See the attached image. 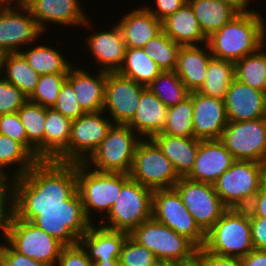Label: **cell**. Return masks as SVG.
Returning a JSON list of instances; mask_svg holds the SVG:
<instances>
[{
    "mask_svg": "<svg viewBox=\"0 0 266 266\" xmlns=\"http://www.w3.org/2000/svg\"><path fill=\"white\" fill-rule=\"evenodd\" d=\"M116 23L127 48H144L150 39L162 31V22L145 7L133 9Z\"/></svg>",
    "mask_w": 266,
    "mask_h": 266,
    "instance_id": "26",
    "label": "cell"
},
{
    "mask_svg": "<svg viewBox=\"0 0 266 266\" xmlns=\"http://www.w3.org/2000/svg\"><path fill=\"white\" fill-rule=\"evenodd\" d=\"M129 236L152 251L157 260L171 266H180L196 258L198 247L191 240L152 218L134 228Z\"/></svg>",
    "mask_w": 266,
    "mask_h": 266,
    "instance_id": "4",
    "label": "cell"
},
{
    "mask_svg": "<svg viewBox=\"0 0 266 266\" xmlns=\"http://www.w3.org/2000/svg\"><path fill=\"white\" fill-rule=\"evenodd\" d=\"M193 99V133L198 140H217L227 126L224 100L205 96L197 91L189 94Z\"/></svg>",
    "mask_w": 266,
    "mask_h": 266,
    "instance_id": "18",
    "label": "cell"
},
{
    "mask_svg": "<svg viewBox=\"0 0 266 266\" xmlns=\"http://www.w3.org/2000/svg\"><path fill=\"white\" fill-rule=\"evenodd\" d=\"M117 72L147 87L162 70L144 48H127L123 64Z\"/></svg>",
    "mask_w": 266,
    "mask_h": 266,
    "instance_id": "34",
    "label": "cell"
},
{
    "mask_svg": "<svg viewBox=\"0 0 266 266\" xmlns=\"http://www.w3.org/2000/svg\"><path fill=\"white\" fill-rule=\"evenodd\" d=\"M0 134L16 140L27 149V134L17 112L0 115Z\"/></svg>",
    "mask_w": 266,
    "mask_h": 266,
    "instance_id": "46",
    "label": "cell"
},
{
    "mask_svg": "<svg viewBox=\"0 0 266 266\" xmlns=\"http://www.w3.org/2000/svg\"><path fill=\"white\" fill-rule=\"evenodd\" d=\"M235 4L240 10H245L249 8L250 1L252 0H227Z\"/></svg>",
    "mask_w": 266,
    "mask_h": 266,
    "instance_id": "55",
    "label": "cell"
},
{
    "mask_svg": "<svg viewBox=\"0 0 266 266\" xmlns=\"http://www.w3.org/2000/svg\"><path fill=\"white\" fill-rule=\"evenodd\" d=\"M235 161L220 139L201 140L193 168L186 178L214 184Z\"/></svg>",
    "mask_w": 266,
    "mask_h": 266,
    "instance_id": "19",
    "label": "cell"
},
{
    "mask_svg": "<svg viewBox=\"0 0 266 266\" xmlns=\"http://www.w3.org/2000/svg\"><path fill=\"white\" fill-rule=\"evenodd\" d=\"M157 261L152 251L127 237L119 258L121 266H152Z\"/></svg>",
    "mask_w": 266,
    "mask_h": 266,
    "instance_id": "42",
    "label": "cell"
},
{
    "mask_svg": "<svg viewBox=\"0 0 266 266\" xmlns=\"http://www.w3.org/2000/svg\"><path fill=\"white\" fill-rule=\"evenodd\" d=\"M152 193V190L130 178L122 186L110 212L99 225L110 230L130 233L152 218Z\"/></svg>",
    "mask_w": 266,
    "mask_h": 266,
    "instance_id": "8",
    "label": "cell"
},
{
    "mask_svg": "<svg viewBox=\"0 0 266 266\" xmlns=\"http://www.w3.org/2000/svg\"><path fill=\"white\" fill-rule=\"evenodd\" d=\"M204 248L211 253L239 259L254 250L248 210L228 208L206 233Z\"/></svg>",
    "mask_w": 266,
    "mask_h": 266,
    "instance_id": "6",
    "label": "cell"
},
{
    "mask_svg": "<svg viewBox=\"0 0 266 266\" xmlns=\"http://www.w3.org/2000/svg\"><path fill=\"white\" fill-rule=\"evenodd\" d=\"M0 232L16 252L49 266H56L64 247L56 238L15 215Z\"/></svg>",
    "mask_w": 266,
    "mask_h": 266,
    "instance_id": "9",
    "label": "cell"
},
{
    "mask_svg": "<svg viewBox=\"0 0 266 266\" xmlns=\"http://www.w3.org/2000/svg\"><path fill=\"white\" fill-rule=\"evenodd\" d=\"M162 31L181 46L207 43L195 12L188 2L162 21Z\"/></svg>",
    "mask_w": 266,
    "mask_h": 266,
    "instance_id": "28",
    "label": "cell"
},
{
    "mask_svg": "<svg viewBox=\"0 0 266 266\" xmlns=\"http://www.w3.org/2000/svg\"><path fill=\"white\" fill-rule=\"evenodd\" d=\"M68 74L40 75L35 91L28 98L32 103L46 108H52L56 103L61 86Z\"/></svg>",
    "mask_w": 266,
    "mask_h": 266,
    "instance_id": "41",
    "label": "cell"
},
{
    "mask_svg": "<svg viewBox=\"0 0 266 266\" xmlns=\"http://www.w3.org/2000/svg\"><path fill=\"white\" fill-rule=\"evenodd\" d=\"M203 47V48H202ZM212 54L207 43L181 46L178 52L176 74L190 91H198L204 84Z\"/></svg>",
    "mask_w": 266,
    "mask_h": 266,
    "instance_id": "25",
    "label": "cell"
},
{
    "mask_svg": "<svg viewBox=\"0 0 266 266\" xmlns=\"http://www.w3.org/2000/svg\"><path fill=\"white\" fill-rule=\"evenodd\" d=\"M262 46L257 52L235 63V78L240 82L266 93V52Z\"/></svg>",
    "mask_w": 266,
    "mask_h": 266,
    "instance_id": "37",
    "label": "cell"
},
{
    "mask_svg": "<svg viewBox=\"0 0 266 266\" xmlns=\"http://www.w3.org/2000/svg\"><path fill=\"white\" fill-rule=\"evenodd\" d=\"M78 67V68H77ZM75 64L70 68L67 80L72 84L81 108L87 112H100L105 101L107 72L98 70L91 75L89 71Z\"/></svg>",
    "mask_w": 266,
    "mask_h": 266,
    "instance_id": "23",
    "label": "cell"
},
{
    "mask_svg": "<svg viewBox=\"0 0 266 266\" xmlns=\"http://www.w3.org/2000/svg\"><path fill=\"white\" fill-rule=\"evenodd\" d=\"M147 88L167 107L177 105L190 94L175 71H162Z\"/></svg>",
    "mask_w": 266,
    "mask_h": 266,
    "instance_id": "38",
    "label": "cell"
},
{
    "mask_svg": "<svg viewBox=\"0 0 266 266\" xmlns=\"http://www.w3.org/2000/svg\"><path fill=\"white\" fill-rule=\"evenodd\" d=\"M27 100L19 88L0 75V115L17 112Z\"/></svg>",
    "mask_w": 266,
    "mask_h": 266,
    "instance_id": "45",
    "label": "cell"
},
{
    "mask_svg": "<svg viewBox=\"0 0 266 266\" xmlns=\"http://www.w3.org/2000/svg\"><path fill=\"white\" fill-rule=\"evenodd\" d=\"M14 1V4H12ZM30 0H0V7H27ZM12 4V5H11Z\"/></svg>",
    "mask_w": 266,
    "mask_h": 266,
    "instance_id": "54",
    "label": "cell"
},
{
    "mask_svg": "<svg viewBox=\"0 0 266 266\" xmlns=\"http://www.w3.org/2000/svg\"><path fill=\"white\" fill-rule=\"evenodd\" d=\"M220 140L235 160L266 164V117L227 123Z\"/></svg>",
    "mask_w": 266,
    "mask_h": 266,
    "instance_id": "13",
    "label": "cell"
},
{
    "mask_svg": "<svg viewBox=\"0 0 266 266\" xmlns=\"http://www.w3.org/2000/svg\"><path fill=\"white\" fill-rule=\"evenodd\" d=\"M151 208L152 219L187 237L198 248L204 247L206 234L197 225L174 187L154 190Z\"/></svg>",
    "mask_w": 266,
    "mask_h": 266,
    "instance_id": "11",
    "label": "cell"
},
{
    "mask_svg": "<svg viewBox=\"0 0 266 266\" xmlns=\"http://www.w3.org/2000/svg\"><path fill=\"white\" fill-rule=\"evenodd\" d=\"M161 133L170 136L194 137L193 99L190 95L177 105L168 107L166 124Z\"/></svg>",
    "mask_w": 266,
    "mask_h": 266,
    "instance_id": "39",
    "label": "cell"
},
{
    "mask_svg": "<svg viewBox=\"0 0 266 266\" xmlns=\"http://www.w3.org/2000/svg\"><path fill=\"white\" fill-rule=\"evenodd\" d=\"M180 266H202L196 259Z\"/></svg>",
    "mask_w": 266,
    "mask_h": 266,
    "instance_id": "57",
    "label": "cell"
},
{
    "mask_svg": "<svg viewBox=\"0 0 266 266\" xmlns=\"http://www.w3.org/2000/svg\"><path fill=\"white\" fill-rule=\"evenodd\" d=\"M154 2L155 7L147 5L144 7L162 22L170 14L179 10L188 0H155Z\"/></svg>",
    "mask_w": 266,
    "mask_h": 266,
    "instance_id": "50",
    "label": "cell"
},
{
    "mask_svg": "<svg viewBox=\"0 0 266 266\" xmlns=\"http://www.w3.org/2000/svg\"><path fill=\"white\" fill-rule=\"evenodd\" d=\"M111 30H103L88 34L85 39L87 49L94 56L99 70L117 72L123 64L126 53V44L119 26L115 23Z\"/></svg>",
    "mask_w": 266,
    "mask_h": 266,
    "instance_id": "21",
    "label": "cell"
},
{
    "mask_svg": "<svg viewBox=\"0 0 266 266\" xmlns=\"http://www.w3.org/2000/svg\"><path fill=\"white\" fill-rule=\"evenodd\" d=\"M181 45L173 41L163 31L150 39L144 49L162 71H174Z\"/></svg>",
    "mask_w": 266,
    "mask_h": 266,
    "instance_id": "40",
    "label": "cell"
},
{
    "mask_svg": "<svg viewBox=\"0 0 266 266\" xmlns=\"http://www.w3.org/2000/svg\"><path fill=\"white\" fill-rule=\"evenodd\" d=\"M174 188L181 196L183 204L194 217L197 225L205 234L228 209L222 203L213 184L180 177Z\"/></svg>",
    "mask_w": 266,
    "mask_h": 266,
    "instance_id": "12",
    "label": "cell"
},
{
    "mask_svg": "<svg viewBox=\"0 0 266 266\" xmlns=\"http://www.w3.org/2000/svg\"><path fill=\"white\" fill-rule=\"evenodd\" d=\"M253 8L241 10L207 38L212 57L236 63L266 44V22Z\"/></svg>",
    "mask_w": 266,
    "mask_h": 266,
    "instance_id": "2",
    "label": "cell"
},
{
    "mask_svg": "<svg viewBox=\"0 0 266 266\" xmlns=\"http://www.w3.org/2000/svg\"><path fill=\"white\" fill-rule=\"evenodd\" d=\"M129 176L152 191L173 188L180 179L170 160L151 138L138 142Z\"/></svg>",
    "mask_w": 266,
    "mask_h": 266,
    "instance_id": "10",
    "label": "cell"
},
{
    "mask_svg": "<svg viewBox=\"0 0 266 266\" xmlns=\"http://www.w3.org/2000/svg\"><path fill=\"white\" fill-rule=\"evenodd\" d=\"M52 108L71 121L86 113L78 102L72 84L67 79L62 84L56 103Z\"/></svg>",
    "mask_w": 266,
    "mask_h": 266,
    "instance_id": "44",
    "label": "cell"
},
{
    "mask_svg": "<svg viewBox=\"0 0 266 266\" xmlns=\"http://www.w3.org/2000/svg\"><path fill=\"white\" fill-rule=\"evenodd\" d=\"M27 134V150L38 160H44V130L46 107L27 100L17 111Z\"/></svg>",
    "mask_w": 266,
    "mask_h": 266,
    "instance_id": "31",
    "label": "cell"
},
{
    "mask_svg": "<svg viewBox=\"0 0 266 266\" xmlns=\"http://www.w3.org/2000/svg\"><path fill=\"white\" fill-rule=\"evenodd\" d=\"M0 75L28 98L35 91L40 78L20 52L0 55Z\"/></svg>",
    "mask_w": 266,
    "mask_h": 266,
    "instance_id": "32",
    "label": "cell"
},
{
    "mask_svg": "<svg viewBox=\"0 0 266 266\" xmlns=\"http://www.w3.org/2000/svg\"><path fill=\"white\" fill-rule=\"evenodd\" d=\"M56 266H93V262L78 243L62 248Z\"/></svg>",
    "mask_w": 266,
    "mask_h": 266,
    "instance_id": "47",
    "label": "cell"
},
{
    "mask_svg": "<svg viewBox=\"0 0 266 266\" xmlns=\"http://www.w3.org/2000/svg\"><path fill=\"white\" fill-rule=\"evenodd\" d=\"M38 160L19 142L0 134V171H6L10 165L16 170L12 173L16 178L24 176ZM5 168V169H4Z\"/></svg>",
    "mask_w": 266,
    "mask_h": 266,
    "instance_id": "36",
    "label": "cell"
},
{
    "mask_svg": "<svg viewBox=\"0 0 266 266\" xmlns=\"http://www.w3.org/2000/svg\"><path fill=\"white\" fill-rule=\"evenodd\" d=\"M240 261L242 266H266V250L254 249Z\"/></svg>",
    "mask_w": 266,
    "mask_h": 266,
    "instance_id": "53",
    "label": "cell"
},
{
    "mask_svg": "<svg viewBox=\"0 0 266 266\" xmlns=\"http://www.w3.org/2000/svg\"><path fill=\"white\" fill-rule=\"evenodd\" d=\"M60 52L55 47L52 48V45L46 44H37L35 47L20 51L30 67L39 75L68 74L73 61H68L67 57Z\"/></svg>",
    "mask_w": 266,
    "mask_h": 266,
    "instance_id": "33",
    "label": "cell"
},
{
    "mask_svg": "<svg viewBox=\"0 0 266 266\" xmlns=\"http://www.w3.org/2000/svg\"><path fill=\"white\" fill-rule=\"evenodd\" d=\"M72 121L53 108H46L44 160L67 162V146Z\"/></svg>",
    "mask_w": 266,
    "mask_h": 266,
    "instance_id": "29",
    "label": "cell"
},
{
    "mask_svg": "<svg viewBox=\"0 0 266 266\" xmlns=\"http://www.w3.org/2000/svg\"><path fill=\"white\" fill-rule=\"evenodd\" d=\"M151 139L170 160L179 177H186L191 172L201 140L164 133L156 134Z\"/></svg>",
    "mask_w": 266,
    "mask_h": 266,
    "instance_id": "27",
    "label": "cell"
},
{
    "mask_svg": "<svg viewBox=\"0 0 266 266\" xmlns=\"http://www.w3.org/2000/svg\"><path fill=\"white\" fill-rule=\"evenodd\" d=\"M202 266H242L239 258L211 253L204 247L197 249L196 258Z\"/></svg>",
    "mask_w": 266,
    "mask_h": 266,
    "instance_id": "49",
    "label": "cell"
},
{
    "mask_svg": "<svg viewBox=\"0 0 266 266\" xmlns=\"http://www.w3.org/2000/svg\"><path fill=\"white\" fill-rule=\"evenodd\" d=\"M228 121L242 122L266 117V93L236 78L224 99Z\"/></svg>",
    "mask_w": 266,
    "mask_h": 266,
    "instance_id": "20",
    "label": "cell"
},
{
    "mask_svg": "<svg viewBox=\"0 0 266 266\" xmlns=\"http://www.w3.org/2000/svg\"><path fill=\"white\" fill-rule=\"evenodd\" d=\"M167 111L168 107L146 88L141 93L133 119L127 125L140 138L150 139L163 130L167 120Z\"/></svg>",
    "mask_w": 266,
    "mask_h": 266,
    "instance_id": "24",
    "label": "cell"
},
{
    "mask_svg": "<svg viewBox=\"0 0 266 266\" xmlns=\"http://www.w3.org/2000/svg\"><path fill=\"white\" fill-rule=\"evenodd\" d=\"M14 215L64 246L78 244L92 223L77 191L76 163L41 160L18 177Z\"/></svg>",
    "mask_w": 266,
    "mask_h": 266,
    "instance_id": "1",
    "label": "cell"
},
{
    "mask_svg": "<svg viewBox=\"0 0 266 266\" xmlns=\"http://www.w3.org/2000/svg\"><path fill=\"white\" fill-rule=\"evenodd\" d=\"M206 38L229 22L241 10L227 0H188Z\"/></svg>",
    "mask_w": 266,
    "mask_h": 266,
    "instance_id": "30",
    "label": "cell"
},
{
    "mask_svg": "<svg viewBox=\"0 0 266 266\" xmlns=\"http://www.w3.org/2000/svg\"><path fill=\"white\" fill-rule=\"evenodd\" d=\"M146 88L118 72H107L103 111H109L113 124L127 125L133 119Z\"/></svg>",
    "mask_w": 266,
    "mask_h": 266,
    "instance_id": "16",
    "label": "cell"
},
{
    "mask_svg": "<svg viewBox=\"0 0 266 266\" xmlns=\"http://www.w3.org/2000/svg\"><path fill=\"white\" fill-rule=\"evenodd\" d=\"M0 245V266H49L16 252L6 241Z\"/></svg>",
    "mask_w": 266,
    "mask_h": 266,
    "instance_id": "48",
    "label": "cell"
},
{
    "mask_svg": "<svg viewBox=\"0 0 266 266\" xmlns=\"http://www.w3.org/2000/svg\"><path fill=\"white\" fill-rule=\"evenodd\" d=\"M266 182V164L236 160L213 184L227 208L246 209Z\"/></svg>",
    "mask_w": 266,
    "mask_h": 266,
    "instance_id": "5",
    "label": "cell"
},
{
    "mask_svg": "<svg viewBox=\"0 0 266 266\" xmlns=\"http://www.w3.org/2000/svg\"><path fill=\"white\" fill-rule=\"evenodd\" d=\"M105 112H87L71 123L67 162L82 163L100 145L113 125ZM110 119V120H109Z\"/></svg>",
    "mask_w": 266,
    "mask_h": 266,
    "instance_id": "14",
    "label": "cell"
},
{
    "mask_svg": "<svg viewBox=\"0 0 266 266\" xmlns=\"http://www.w3.org/2000/svg\"><path fill=\"white\" fill-rule=\"evenodd\" d=\"M92 224L79 239V244L94 262L119 261L122 247L129 233L110 230L98 224Z\"/></svg>",
    "mask_w": 266,
    "mask_h": 266,
    "instance_id": "22",
    "label": "cell"
},
{
    "mask_svg": "<svg viewBox=\"0 0 266 266\" xmlns=\"http://www.w3.org/2000/svg\"><path fill=\"white\" fill-rule=\"evenodd\" d=\"M16 179L12 172L0 171V230L14 216Z\"/></svg>",
    "mask_w": 266,
    "mask_h": 266,
    "instance_id": "43",
    "label": "cell"
},
{
    "mask_svg": "<svg viewBox=\"0 0 266 266\" xmlns=\"http://www.w3.org/2000/svg\"><path fill=\"white\" fill-rule=\"evenodd\" d=\"M234 79V62L211 57L208 63L206 79L197 92L205 96L224 100Z\"/></svg>",
    "mask_w": 266,
    "mask_h": 266,
    "instance_id": "35",
    "label": "cell"
},
{
    "mask_svg": "<svg viewBox=\"0 0 266 266\" xmlns=\"http://www.w3.org/2000/svg\"><path fill=\"white\" fill-rule=\"evenodd\" d=\"M129 179V174L99 172L87 167L83 162L76 163L77 191L82 199L86 216L92 224H94L93 212L96 214L99 212V220L102 221L110 212L122 186Z\"/></svg>",
    "mask_w": 266,
    "mask_h": 266,
    "instance_id": "3",
    "label": "cell"
},
{
    "mask_svg": "<svg viewBox=\"0 0 266 266\" xmlns=\"http://www.w3.org/2000/svg\"><path fill=\"white\" fill-rule=\"evenodd\" d=\"M246 209L249 212V217L266 218V182L261 186L259 192Z\"/></svg>",
    "mask_w": 266,
    "mask_h": 266,
    "instance_id": "52",
    "label": "cell"
},
{
    "mask_svg": "<svg viewBox=\"0 0 266 266\" xmlns=\"http://www.w3.org/2000/svg\"><path fill=\"white\" fill-rule=\"evenodd\" d=\"M250 226L254 249L266 250V218L250 217Z\"/></svg>",
    "mask_w": 266,
    "mask_h": 266,
    "instance_id": "51",
    "label": "cell"
},
{
    "mask_svg": "<svg viewBox=\"0 0 266 266\" xmlns=\"http://www.w3.org/2000/svg\"><path fill=\"white\" fill-rule=\"evenodd\" d=\"M93 266H121L119 261L94 262Z\"/></svg>",
    "mask_w": 266,
    "mask_h": 266,
    "instance_id": "56",
    "label": "cell"
},
{
    "mask_svg": "<svg viewBox=\"0 0 266 266\" xmlns=\"http://www.w3.org/2000/svg\"><path fill=\"white\" fill-rule=\"evenodd\" d=\"M46 33L27 7H0V55L19 53ZM32 43V44H31Z\"/></svg>",
    "mask_w": 266,
    "mask_h": 266,
    "instance_id": "15",
    "label": "cell"
},
{
    "mask_svg": "<svg viewBox=\"0 0 266 266\" xmlns=\"http://www.w3.org/2000/svg\"><path fill=\"white\" fill-rule=\"evenodd\" d=\"M81 6L80 0H30L27 8L45 32L50 23L70 27H93L86 10Z\"/></svg>",
    "mask_w": 266,
    "mask_h": 266,
    "instance_id": "17",
    "label": "cell"
},
{
    "mask_svg": "<svg viewBox=\"0 0 266 266\" xmlns=\"http://www.w3.org/2000/svg\"><path fill=\"white\" fill-rule=\"evenodd\" d=\"M152 266H171L170 264L163 262V261H157L156 263H154Z\"/></svg>",
    "mask_w": 266,
    "mask_h": 266,
    "instance_id": "58",
    "label": "cell"
},
{
    "mask_svg": "<svg viewBox=\"0 0 266 266\" xmlns=\"http://www.w3.org/2000/svg\"><path fill=\"white\" fill-rule=\"evenodd\" d=\"M141 139L128 125L113 124L100 145L83 163L99 172L129 174Z\"/></svg>",
    "mask_w": 266,
    "mask_h": 266,
    "instance_id": "7",
    "label": "cell"
}]
</instances>
